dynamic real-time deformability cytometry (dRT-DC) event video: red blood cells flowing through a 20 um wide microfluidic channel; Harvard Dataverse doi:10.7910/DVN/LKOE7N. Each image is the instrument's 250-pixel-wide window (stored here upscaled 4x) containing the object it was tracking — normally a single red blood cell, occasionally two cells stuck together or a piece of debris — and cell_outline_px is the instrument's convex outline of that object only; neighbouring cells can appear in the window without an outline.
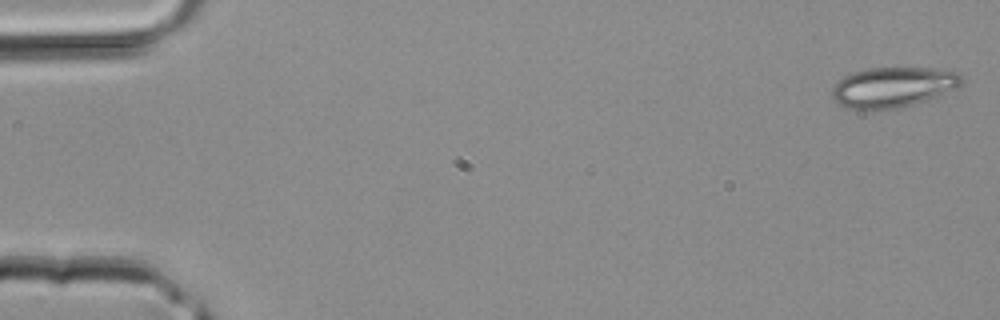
{"species": "common noctule bat (a hibernating species)", "species_latin": "Nyctalus noctula", "temperature_condition": "room temperature", "stored_images_in_passage": 8, "camera_frame_rate_fps": 3000, "um_per_image_px": 0.085, "animal": {"sex": "male", "body_mass_g": 20.4}, "frame": {"image": 1, "passage_image": 1, "time_ms": 0.0, "image_size_px": [1000, 320], "cell_outline_px": [[964, 80], [956, 88], [936, 96], [900, 108], [844, 108], [836, 104], [832, 100], [832, 88], [836, 80], [852, 72], [868, 68], [932, 68], [960, 72], [964, 76]], "centroid_in_image_um": [75.87, 7.39], "position_along_channel_um": 9.1, "area_um2": 30.4}}